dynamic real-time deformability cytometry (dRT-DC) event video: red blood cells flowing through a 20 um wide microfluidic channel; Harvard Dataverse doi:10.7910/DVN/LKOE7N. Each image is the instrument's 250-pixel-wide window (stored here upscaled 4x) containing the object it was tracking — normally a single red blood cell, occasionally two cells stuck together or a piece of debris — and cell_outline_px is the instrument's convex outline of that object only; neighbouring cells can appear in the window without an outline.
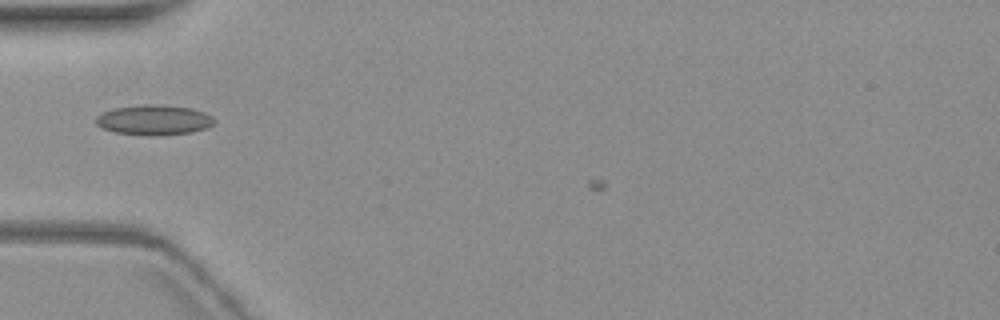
{"species": "common noctule bat (a hibernating species)", "species_latin": "Nyctalus noctula", "temperature_condition": "warm", "stored_images_in_passage": 4, "camera_frame_rate_fps": 3000, "um_per_image_px": 0.085, "animal": {"sex": "female", "body_mass_g": 19.3, "forearm_length_mm": 54.1}, "frame": {"image": 1, "passage_image": 3, "time_ms": 2.667, "image_size_px": [1000, 320], "cell_outline_px": [[216, 120], [208, 128], [192, 132], [116, 132], [100, 128], [96, 124], [96, 116], [112, 108], [140, 104], [160, 104], [192, 108], [204, 112], [212, 116]], "centroid_in_image_um": [13.09, 10.12], "position_along_channel_um": 71.9, "area_um2": 19.88}}